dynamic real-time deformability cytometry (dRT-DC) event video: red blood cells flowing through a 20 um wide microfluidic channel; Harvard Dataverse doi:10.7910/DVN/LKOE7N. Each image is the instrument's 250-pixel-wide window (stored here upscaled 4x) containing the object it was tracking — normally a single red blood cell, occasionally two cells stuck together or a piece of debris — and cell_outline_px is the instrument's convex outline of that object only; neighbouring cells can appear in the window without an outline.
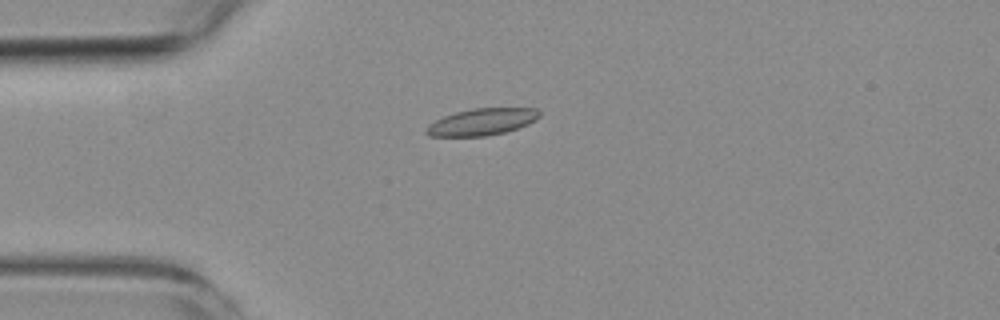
{"species": "common noctule bat (a hibernating species)", "species_latin": "Nyctalus noctula", "temperature_condition": "room temperature", "stored_images_in_passage": 1, "camera_frame_rate_fps": 3000, "um_per_image_px": 0.085, "animal": {"sex": "female", "body_mass_g": 19.3, "forearm_length_mm": 54.1}, "frame": {"image": 1, "passage_image": 1, "time_ms": 0.0, "image_size_px": [1000, 320], "cell_outline_px": [[540, 116], [536, 120], [528, 124], [504, 132], [484, 136], [428, 136], [424, 132], [424, 128], [428, 124], [444, 116], [456, 112], [472, 108], [536, 108], [540, 112]], "centroid_in_image_um": [40.93, 10.35], "position_along_channel_um": 44.1, "area_um2": 17.69}}